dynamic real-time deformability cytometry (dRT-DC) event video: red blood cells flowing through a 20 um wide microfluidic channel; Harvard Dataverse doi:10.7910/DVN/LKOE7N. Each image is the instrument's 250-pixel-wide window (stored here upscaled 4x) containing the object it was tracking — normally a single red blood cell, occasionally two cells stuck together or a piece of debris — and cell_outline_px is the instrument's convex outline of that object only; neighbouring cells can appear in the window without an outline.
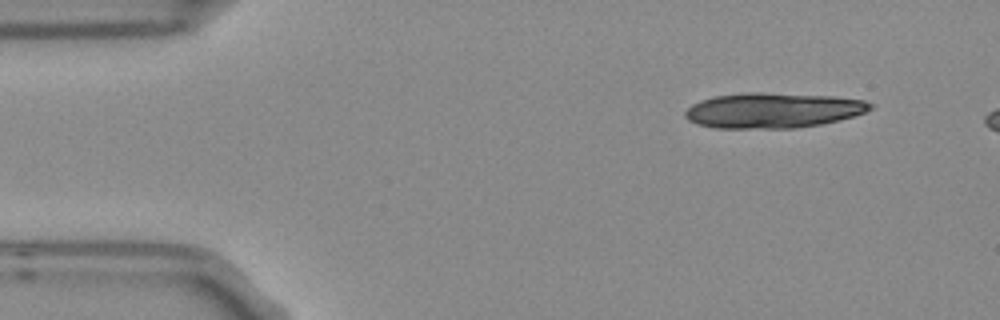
{"species": "Egyptian fruit bat (a non-hibernating species)", "species_latin": "Rousettus aegyptiacus", "temperature_condition": "room temperature", "stored_images_in_passage": 3, "camera_frame_rate_fps": 3000, "um_per_image_px": 0.085, "frame": {"image": 1, "passage_image": 1, "time_ms": 0.0, "image_size_px": [1000, 320], "cell_outline_px": [[876, 104], [872, 108], [864, 112], [852, 116], [820, 124], [796, 128], [716, 128], [696, 124], [688, 120], [684, 116], [684, 112], [692, 104], [700, 100], [716, 96], [748, 92], [760, 92], [832, 96], [864, 100]], "centroid_in_image_um": [65.67, 9.38], "position_along_channel_um": 19.3, "area_um2": 37.97}}